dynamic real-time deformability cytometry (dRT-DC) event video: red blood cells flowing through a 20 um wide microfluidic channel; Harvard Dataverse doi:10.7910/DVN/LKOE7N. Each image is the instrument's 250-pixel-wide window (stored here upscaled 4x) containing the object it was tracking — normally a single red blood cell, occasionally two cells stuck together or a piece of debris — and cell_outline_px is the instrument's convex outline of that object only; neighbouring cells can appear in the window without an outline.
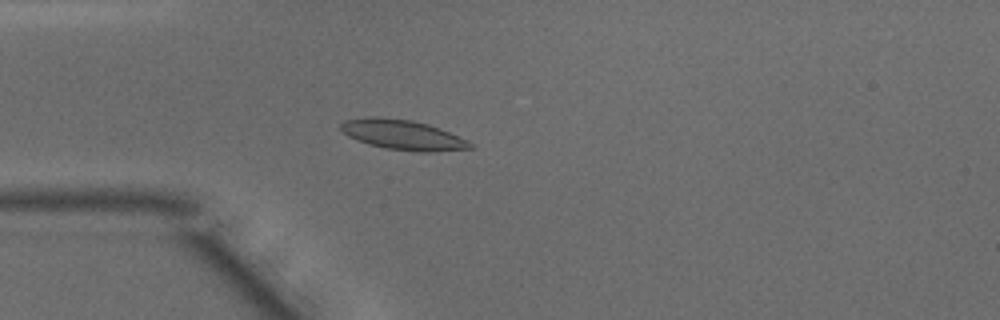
{"species": "common noctule bat (a hibernating species)", "species_latin": "Nyctalus noctula", "temperature_condition": "warm", "stored_images_in_passage": 49, "camera_frame_rate_fps": 3000, "um_per_image_px": 0.085, "animal": {"sex": "male", "body_mass_g": 15.6}, "frame": {"image": 1, "passage_image": 14, "time_ms": 4.333, "image_size_px": [1000, 320], "cell_outline_px": [[476, 148], [432, 152], [416, 152], [384, 148], [368, 144], [348, 136], [340, 128], [340, 124], [344, 120], [368, 116], [376, 116], [412, 120], [428, 124], [440, 128], [468, 140], [476, 144]], "centroid_in_image_um": [34.28, 11.46], "position_along_channel_um": 50.7, "area_um2": 22.95}}
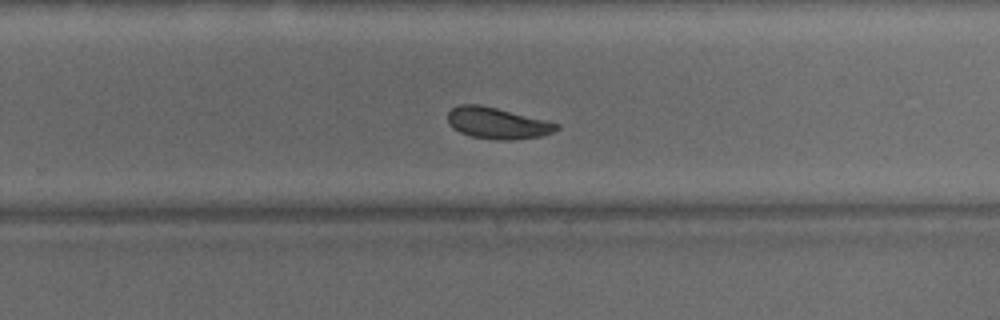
{"frame": {"image": 2, "passage_image": 32, "time_ms": 10.333, "image_size_px": [1000, 320], "cell_outline_px": [[560, 128], [544, 136], [512, 140], [500, 140], [472, 136], [460, 132], [452, 128], [448, 124], [448, 112], [452, 108], [460, 104], [480, 104], [560, 124]], "centroid_in_image_um": [42.26, 10.47], "position_along_channel_um": 287.5, "area_um2": 19.77}}
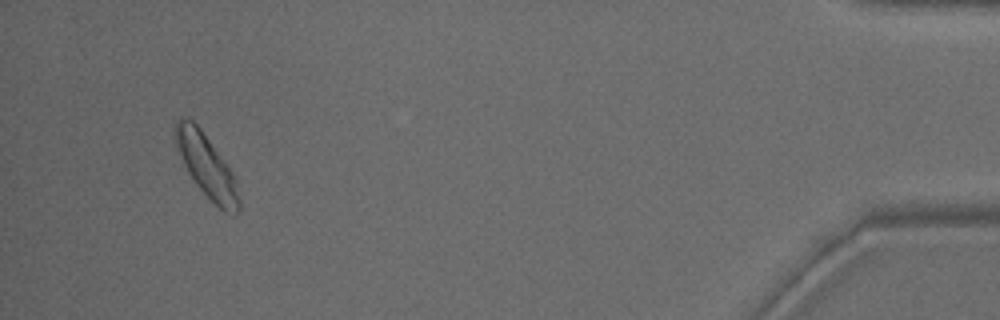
{"frame": {"image": 3, "passage_image": 47, "time_ms": 15.333, "image_size_px": [1000, 320], "cell_outline_px": [[240, 208], [236, 212], [224, 212], [196, 184], [188, 172], [176, 148], [172, 136], [172, 128], [176, 120], [180, 116], [192, 120], [200, 128], [224, 160], [232, 172], [240, 200]], "centroid_in_image_um": [17.48, 14.01], "position_along_channel_um": 417.7, "area_um2": 23.06}, "authors_computed_cell_mechanics": {"area_um2": 20.808, "velocity_mm_per_s": 4.0841, "shape_relaxation_time_tau1_ms": 2.6575, "shape_relaxation_time_tau2_ms": null, "deformation_change_tau1": 0.1172, "deformation_change_tau2": null}}